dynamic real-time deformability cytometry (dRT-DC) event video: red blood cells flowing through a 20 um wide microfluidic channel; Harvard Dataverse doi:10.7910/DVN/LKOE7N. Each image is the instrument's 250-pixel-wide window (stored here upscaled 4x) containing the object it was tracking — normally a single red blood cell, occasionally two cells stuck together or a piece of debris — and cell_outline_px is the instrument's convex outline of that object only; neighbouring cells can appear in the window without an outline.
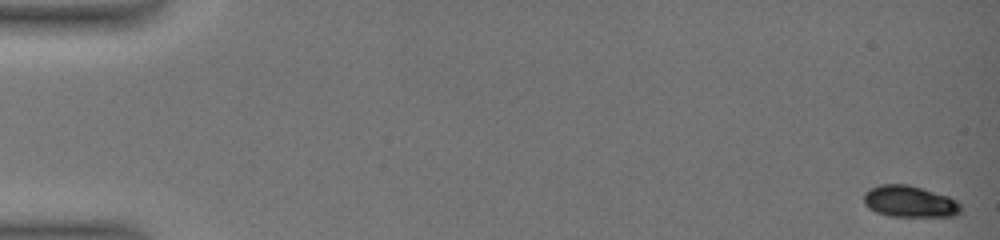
{"species": "common noctule bat (a hibernating species)", "species_latin": "Nyctalus noctula", "temperature_condition": "warm", "stored_images_in_passage": 36, "camera_frame_rate_fps": 3000, "um_per_image_px": 0.085, "animal": {"sex": "female", "body_mass_g": 19.0, "forearm_length_mm": 51.5}, "frame": {"image": 1, "passage_image": 1, "time_ms": 0.0, "image_size_px": [1000, 240], "cell_outline_px": [[960, 212], [956, 216], [888, 216], [876, 212], [868, 208], [864, 204], [864, 192], [880, 184], [908, 184], [948, 196], [956, 200], [960, 204]], "centroid_in_image_um": [77.3, 17.13], "position_along_channel_um": 7.7, "area_um2": 17.8}}
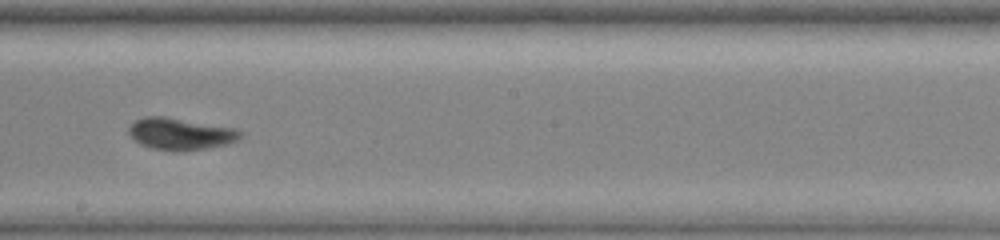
{"frame": {"image": 2, "passage_image": 22, "time_ms": 11.0, "image_size_px": [1000, 240], "cell_outline_px": [[244, 132], [236, 140], [224, 144], [184, 152], [172, 152], [152, 148], [140, 144], [128, 132], [128, 128], [136, 120], [144, 116], [164, 116], [232, 128]], "centroid_in_image_um": [15.29, 11.39], "position_along_channel_um": 232.9, "area_um2": 20.46}}
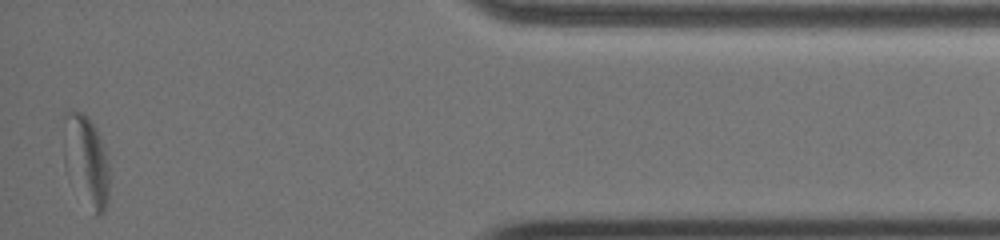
{"frame": {"image": 3, "passage_image": 36, "time_ms": 17.667, "image_size_px": [1000, 240], "cell_outline_px": [[108, 196], [104, 212], [96, 216], [68, 116], [68, 112], [80, 112], [92, 124], [104, 148], [108, 168]], "centroid_in_image_um": [7.77, 13.58], "position_along_channel_um": 427.4, "area_um2": 15.55}, "authors_computed_cell_mechanics": {"area_um2": 20.2589, "velocity_mm_per_s": 3.5571, "shape_relaxation_time_tau1_ms": 6.7592, "shape_relaxation_time_tau2_ms": 2.3237, "deformation_change_tau1": 0.1743, "deformation_change_tau2": 0.0548}}